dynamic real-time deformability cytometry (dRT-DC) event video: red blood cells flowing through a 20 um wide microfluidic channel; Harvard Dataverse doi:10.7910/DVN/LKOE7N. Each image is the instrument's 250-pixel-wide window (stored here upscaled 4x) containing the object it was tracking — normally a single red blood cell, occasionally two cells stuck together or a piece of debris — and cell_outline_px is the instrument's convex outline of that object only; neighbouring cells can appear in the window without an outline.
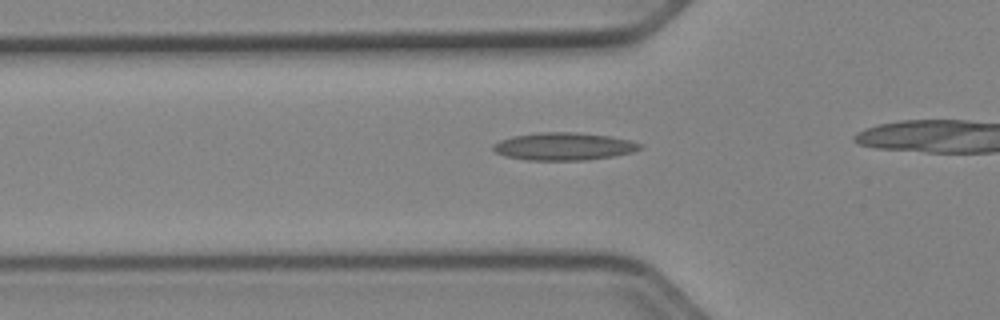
{"species": "Egyptian fruit bat (a non-hibernating species)", "species_latin": "Rousettus aegyptiacus", "temperature_condition": "cold", "stored_images_in_passage": 30, "camera_frame_rate_fps": 3000, "um_per_image_px": 0.085, "animal": {"sex": "female"}, "frame": {"image": 1, "passage_image": 13, "time_ms": 4.0, "image_size_px": [1000, 320], "cell_outline_px": [[644, 148], [632, 152], [612, 156], [588, 160], [524, 160], [504, 156], [496, 152], [492, 148], [492, 144], [500, 140], [512, 136], [540, 132], [576, 132], [608, 136], [632, 140], [644, 144]], "centroid_in_image_um": [47.94, 12.44], "position_along_channel_um": 77.9, "area_um2": 23.87}}
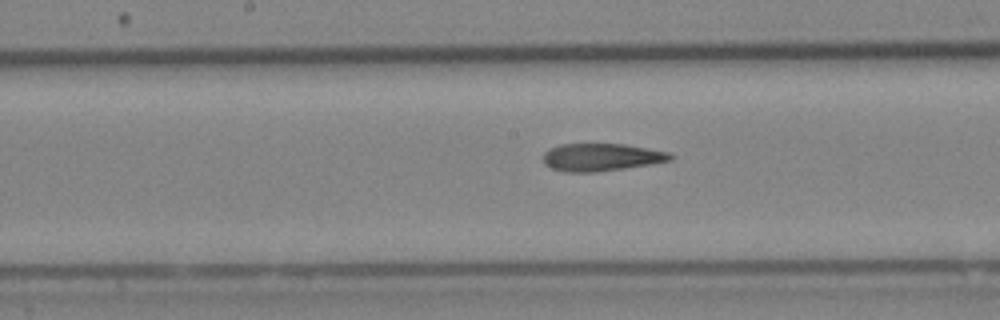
{"frame": {"image": 2, "passage_image": 22, "time_ms": 7.0, "image_size_px": [1000, 320], "cell_outline_px": [[676, 156], [672, 160], [652, 164], [596, 172], [564, 172], [552, 168], [544, 164], [544, 152], [548, 148], [560, 144], [624, 144], [668, 152]], "centroid_in_image_um": [51.11, 13.36], "position_along_channel_um": 197.1, "area_um2": 20.52}}
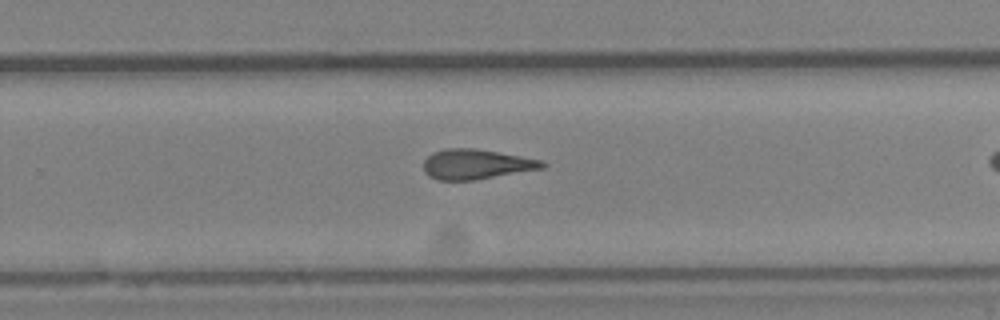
{"frame": {"image": 3, "passage_image": 29, "time_ms": 9.333, "image_size_px": [1000, 320], "cell_outline_px": [[548, 164], [544, 168], [476, 180], [436, 180], [428, 176], [424, 172], [424, 160], [432, 152], [448, 148], [476, 148], [544, 160]], "centroid_in_image_um": [40.49, 13.96], "position_along_channel_um": 289.3, "area_um2": 20.98}}